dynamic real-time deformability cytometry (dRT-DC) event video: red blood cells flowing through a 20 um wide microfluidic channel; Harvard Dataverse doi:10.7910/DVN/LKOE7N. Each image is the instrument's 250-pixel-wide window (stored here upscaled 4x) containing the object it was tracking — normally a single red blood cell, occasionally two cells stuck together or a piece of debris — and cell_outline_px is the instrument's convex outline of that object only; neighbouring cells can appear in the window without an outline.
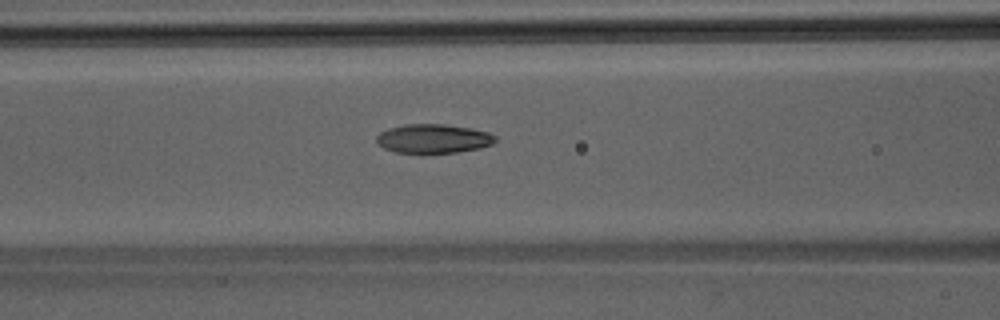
{"species": "Egyptian fruit bat (a non-hibernating species)", "species_latin": "Rousettus aegyptiacus", "temperature_condition": "room temperature", "stored_images_in_passage": 38, "camera_frame_rate_fps": 3000, "um_per_image_px": 0.085, "animal": {"sex": "male"}, "frame": {"image": 1, "passage_image": 12, "time_ms": 3.667, "image_size_px": [1000, 320], "cell_outline_px": [[496, 140], [492, 144], [480, 148], [456, 152], [420, 156], [396, 152], [384, 148], [376, 140], [376, 136], [380, 132], [388, 128], [404, 124], [444, 124], [472, 128], [488, 132], [496, 136]], "centroid_in_image_um": [36.81, 11.82], "position_along_channel_um": 129.8, "area_um2": 20.81}}
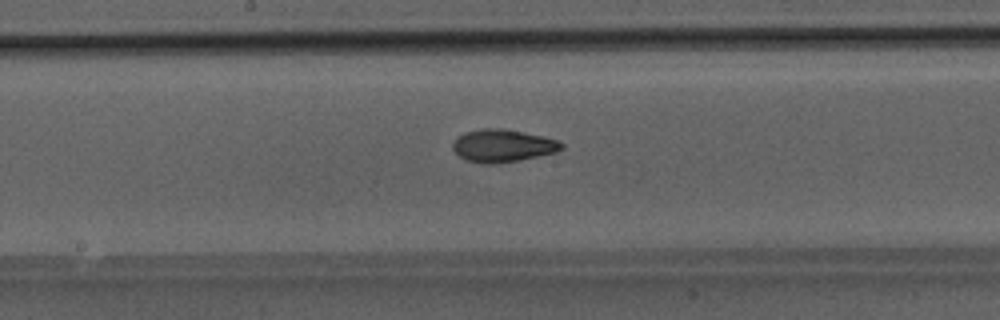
{"frame": {"image": 2, "passage_image": 17, "time_ms": 5.333, "image_size_px": [1000, 320], "cell_outline_px": [[564, 148], [556, 152], [496, 164], [480, 164], [464, 160], [452, 148], [452, 144], [464, 132], [484, 128], [504, 128], [544, 136], [556, 140], [564, 144]], "centroid_in_image_um": [42.72, 12.38], "position_along_channel_um": 205.5, "area_um2": 20.63}}
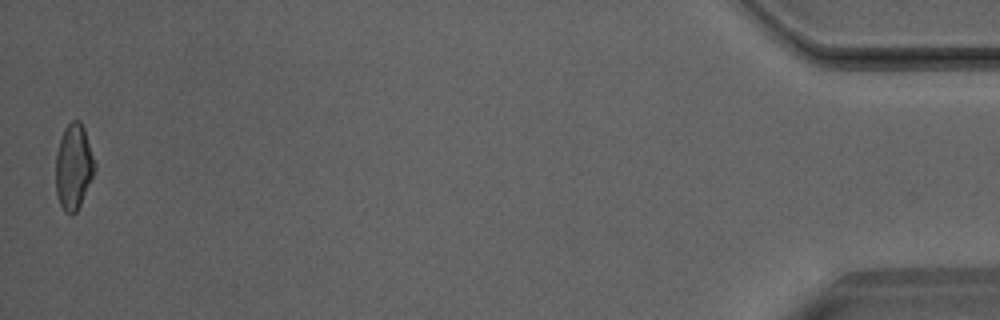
{"frame": {"image": 3, "passage_image": 38, "time_ms": 12.333, "image_size_px": [1000, 320], "cell_outline_px": [[96, 168], [80, 204], [76, 212], [64, 212], [60, 204], [56, 192], [56, 152], [64, 128], [72, 120], [80, 120], [84, 128], [96, 164]], "centroid_in_image_um": [6.25, 14.14], "position_along_channel_um": 428.9, "area_um2": 19.19}}